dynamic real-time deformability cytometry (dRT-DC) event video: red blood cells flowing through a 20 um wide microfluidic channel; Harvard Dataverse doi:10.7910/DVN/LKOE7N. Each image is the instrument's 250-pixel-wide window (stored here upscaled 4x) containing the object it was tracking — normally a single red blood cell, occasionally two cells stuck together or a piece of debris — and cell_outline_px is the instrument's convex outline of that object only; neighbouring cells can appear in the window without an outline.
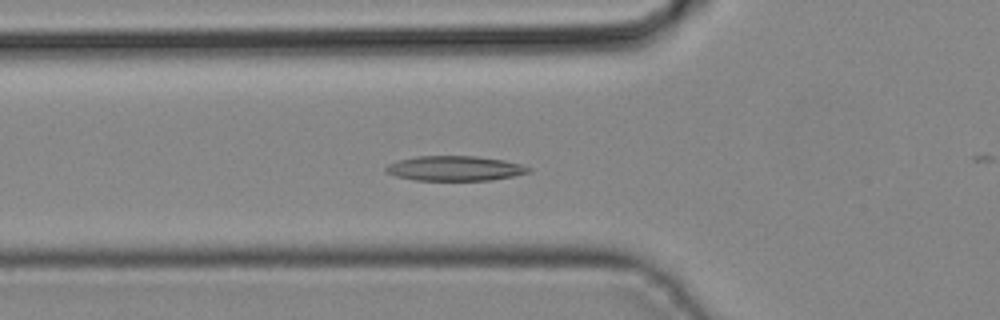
{"species": "common noctule bat (a hibernating species)", "species_latin": "Nyctalus noctula", "temperature_condition": "cold", "stored_images_in_passage": 28, "camera_frame_rate_fps": 3000, "um_per_image_px": 0.085, "animal": {"sex": "male", "body_mass_g": 19.2, "forearm_length_mm": 51.8}, "frame": {"image": 1, "passage_image": 9, "time_ms": 2.667, "image_size_px": [1000, 320], "cell_outline_px": [[532, 172], [492, 180], [416, 180], [396, 176], [384, 172], [384, 168], [388, 164], [400, 160], [416, 156], [476, 156], [504, 160], [520, 164], [532, 168]], "centroid_in_image_um": [38.67, 14.31], "position_along_channel_um": 87.1, "area_um2": 20.69}}
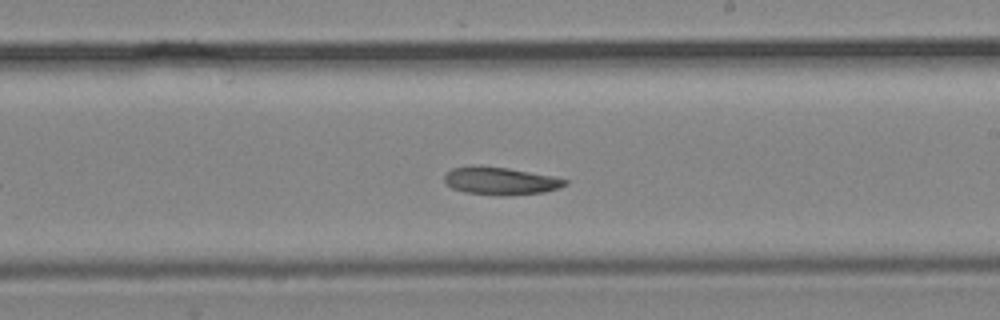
{"frame": {"image": 2, "passage_image": 19, "time_ms": 6.0, "image_size_px": [1000, 320], "cell_outline_px": [[568, 184], [560, 188], [544, 192], [504, 196], [500, 196], [464, 192], [452, 188], [444, 180], [444, 176], [452, 168], [472, 164], [508, 168], [552, 176], [568, 180]], "centroid_in_image_um": [42.53, 15.37], "position_along_channel_um": 246.5, "area_um2": 19.65}}
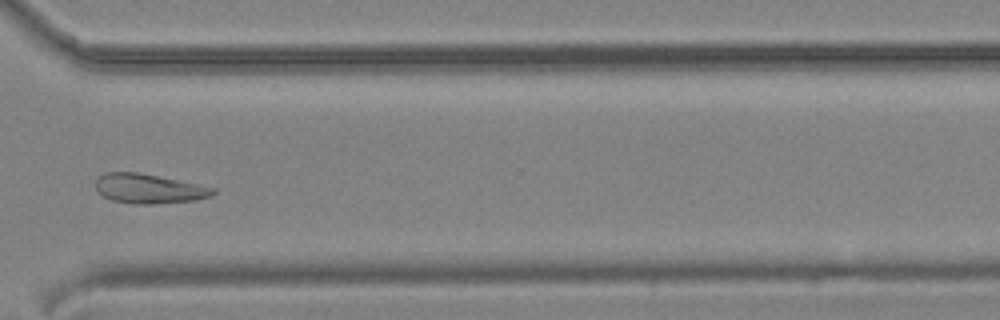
{"frame": {"image": 3, "passage_image": 26, "time_ms": 8.333, "image_size_px": [1000, 320], "cell_outline_px": [[216, 192], [212, 196], [196, 200], [148, 204], [132, 204], [112, 200], [96, 192], [96, 180], [104, 172], [136, 172], [216, 188]], "centroid_in_image_um": [12.63, 16.04], "position_along_channel_um": 358.0, "area_um2": 20.0}}